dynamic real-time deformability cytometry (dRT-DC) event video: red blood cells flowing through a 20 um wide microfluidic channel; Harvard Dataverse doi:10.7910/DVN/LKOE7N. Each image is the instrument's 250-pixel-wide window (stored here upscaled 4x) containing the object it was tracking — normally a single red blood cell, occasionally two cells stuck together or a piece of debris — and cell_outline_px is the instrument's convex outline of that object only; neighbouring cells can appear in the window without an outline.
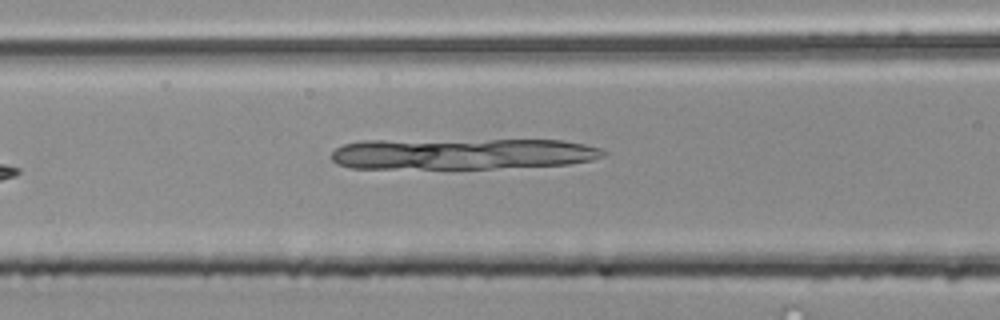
{"species": "common noctule bat (a hibernating species)", "species_latin": "Nyctalus noctula", "temperature_condition": "room temperature", "stored_images_in_passage": 5, "camera_frame_rate_fps": 3000, "um_per_image_px": 0.085, "animal": {"sex": "male", "body_mass_g": 20.4}, "frame": {"image": 1, "passage_image": 5, "time_ms": 1.333, "image_size_px": [1000, 320], "cell_outline_px": [[608, 152], [604, 156], [592, 160], [568, 164], [492, 168], [348, 168], [336, 164], [332, 160], [332, 152], [336, 148], [344, 144], [364, 140], [564, 140], [584, 144], [600, 148]], "centroid_in_image_um": [39.28, 13.07], "position_along_channel_um": 127.3, "area_um2": 49.59}}